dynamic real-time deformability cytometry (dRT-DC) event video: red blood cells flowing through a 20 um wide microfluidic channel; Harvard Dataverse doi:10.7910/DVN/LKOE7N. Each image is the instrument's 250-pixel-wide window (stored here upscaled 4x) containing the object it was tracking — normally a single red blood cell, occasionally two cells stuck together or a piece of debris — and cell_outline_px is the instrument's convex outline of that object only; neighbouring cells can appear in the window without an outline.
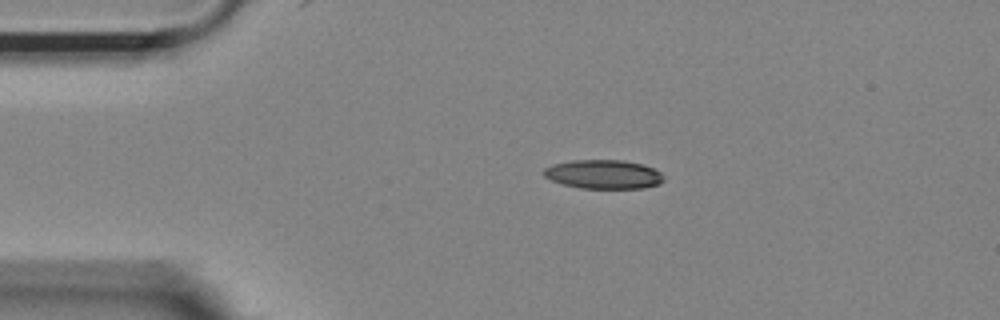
{"species": "Egyptian fruit bat (a non-hibernating species)", "species_latin": "Rousettus aegyptiacus", "temperature_condition": "room temperature", "stored_images_in_passage": 44, "camera_frame_rate_fps": 3000, "um_per_image_px": 0.085, "animal": {"sex": "female"}, "frame": {"image": 1, "passage_image": 1, "time_ms": 0.0, "image_size_px": [1000, 320], "cell_outline_px": [[664, 180], [660, 184], [644, 188], [580, 188], [564, 184], [552, 180], [544, 176], [544, 168], [552, 164], [572, 160], [624, 160], [644, 164], [660, 172], [664, 176]], "centroid_in_image_um": [51.33, 14.81], "position_along_channel_um": 33.7, "area_um2": 20.29}}
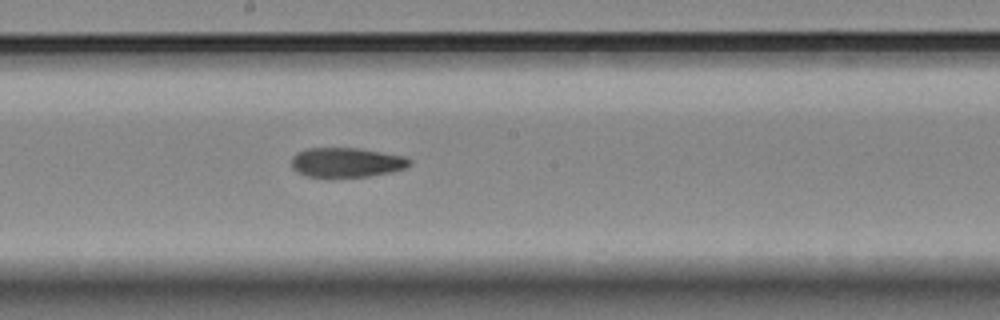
{"frame": {"image": 2, "passage_image": 19, "time_ms": 6.0, "image_size_px": [1000, 320], "cell_outline_px": [[412, 164], [408, 168], [392, 172], [368, 176], [304, 176], [296, 172], [292, 168], [292, 156], [296, 152], [308, 148], [360, 148], [404, 156], [412, 160]], "centroid_in_image_um": [29.48, 13.79], "position_along_channel_um": 218.7, "area_um2": 20.46}}
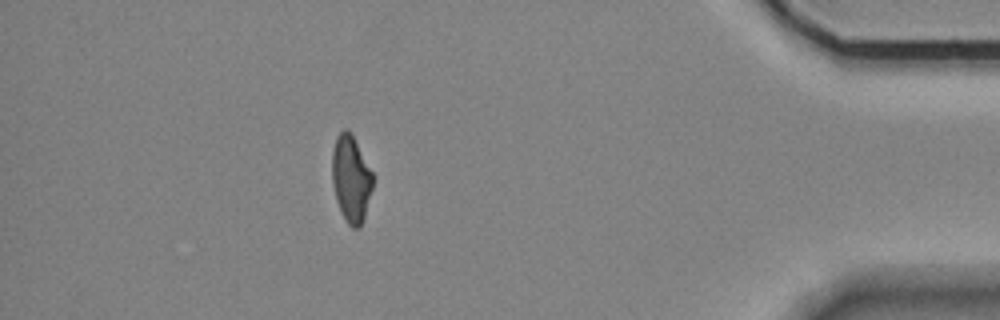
{"frame": {"image": 3, "passage_image": 38, "time_ms": 12.333, "image_size_px": [1000, 320], "cell_outline_px": [[372, 188], [364, 220], [360, 228], [352, 228], [348, 224], [340, 212], [336, 200], [332, 184], [332, 148], [336, 136], [344, 128], [348, 128], [352, 132], [372, 172]], "centroid_in_image_um": [29.82, 15.18], "position_along_channel_um": 405.4, "area_um2": 20.92}, "authors_computed_cell_mechanics": {"area_um2": 21.1548, "velocity_mm_per_s": 3.693, "shape_relaxation_time_tau1_ms": null, "shape_relaxation_time_tau2_ms": 5.5878, "deformation_change_tau1": null, "deformation_change_tau2": 0.1435}}